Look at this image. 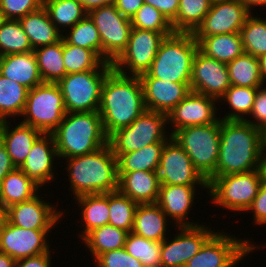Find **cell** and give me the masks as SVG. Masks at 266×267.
Wrapping results in <instances>:
<instances>
[{"instance_id":"obj_29","label":"cell","mask_w":266,"mask_h":267,"mask_svg":"<svg viewBox=\"0 0 266 267\" xmlns=\"http://www.w3.org/2000/svg\"><path fill=\"white\" fill-rule=\"evenodd\" d=\"M23 31L28 36L32 49L41 46L53 45L62 40L60 32L51 22L44 7L27 14L19 19Z\"/></svg>"},{"instance_id":"obj_40","label":"cell","mask_w":266,"mask_h":267,"mask_svg":"<svg viewBox=\"0 0 266 267\" xmlns=\"http://www.w3.org/2000/svg\"><path fill=\"white\" fill-rule=\"evenodd\" d=\"M138 204L119 190L109 192V223L117 228L132 232Z\"/></svg>"},{"instance_id":"obj_30","label":"cell","mask_w":266,"mask_h":267,"mask_svg":"<svg viewBox=\"0 0 266 267\" xmlns=\"http://www.w3.org/2000/svg\"><path fill=\"white\" fill-rule=\"evenodd\" d=\"M41 189L20 168L7 174L0 183V199L8 208L11 205L31 200Z\"/></svg>"},{"instance_id":"obj_8","label":"cell","mask_w":266,"mask_h":267,"mask_svg":"<svg viewBox=\"0 0 266 267\" xmlns=\"http://www.w3.org/2000/svg\"><path fill=\"white\" fill-rule=\"evenodd\" d=\"M67 111L57 83L43 82L28 91L23 124L51 134L62 122Z\"/></svg>"},{"instance_id":"obj_9","label":"cell","mask_w":266,"mask_h":267,"mask_svg":"<svg viewBox=\"0 0 266 267\" xmlns=\"http://www.w3.org/2000/svg\"><path fill=\"white\" fill-rule=\"evenodd\" d=\"M166 124V114L146 109L132 124L112 133L108 143L113 153H128L153 143L167 142L171 135L165 130Z\"/></svg>"},{"instance_id":"obj_47","label":"cell","mask_w":266,"mask_h":267,"mask_svg":"<svg viewBox=\"0 0 266 267\" xmlns=\"http://www.w3.org/2000/svg\"><path fill=\"white\" fill-rule=\"evenodd\" d=\"M44 0H0L5 20H19L43 7Z\"/></svg>"},{"instance_id":"obj_10","label":"cell","mask_w":266,"mask_h":267,"mask_svg":"<svg viewBox=\"0 0 266 267\" xmlns=\"http://www.w3.org/2000/svg\"><path fill=\"white\" fill-rule=\"evenodd\" d=\"M261 178L258 169L213 178L208 183L212 204L233 211H246L257 196Z\"/></svg>"},{"instance_id":"obj_4","label":"cell","mask_w":266,"mask_h":267,"mask_svg":"<svg viewBox=\"0 0 266 267\" xmlns=\"http://www.w3.org/2000/svg\"><path fill=\"white\" fill-rule=\"evenodd\" d=\"M59 158H72L92 153L108 144L98 111L67 112L51 133Z\"/></svg>"},{"instance_id":"obj_17","label":"cell","mask_w":266,"mask_h":267,"mask_svg":"<svg viewBox=\"0 0 266 267\" xmlns=\"http://www.w3.org/2000/svg\"><path fill=\"white\" fill-rule=\"evenodd\" d=\"M231 86L227 64L207 57L199 50L192 62L190 89L218 102Z\"/></svg>"},{"instance_id":"obj_1","label":"cell","mask_w":266,"mask_h":267,"mask_svg":"<svg viewBox=\"0 0 266 267\" xmlns=\"http://www.w3.org/2000/svg\"><path fill=\"white\" fill-rule=\"evenodd\" d=\"M143 86L139 76L123 75L112 69L106 76L98 112L109 137L132 124L144 111Z\"/></svg>"},{"instance_id":"obj_41","label":"cell","mask_w":266,"mask_h":267,"mask_svg":"<svg viewBox=\"0 0 266 267\" xmlns=\"http://www.w3.org/2000/svg\"><path fill=\"white\" fill-rule=\"evenodd\" d=\"M244 52L259 58L266 54V18L251 13L240 30Z\"/></svg>"},{"instance_id":"obj_51","label":"cell","mask_w":266,"mask_h":267,"mask_svg":"<svg viewBox=\"0 0 266 267\" xmlns=\"http://www.w3.org/2000/svg\"><path fill=\"white\" fill-rule=\"evenodd\" d=\"M144 3L158 9L170 22L178 14L179 0H144Z\"/></svg>"},{"instance_id":"obj_36","label":"cell","mask_w":266,"mask_h":267,"mask_svg":"<svg viewBox=\"0 0 266 267\" xmlns=\"http://www.w3.org/2000/svg\"><path fill=\"white\" fill-rule=\"evenodd\" d=\"M231 85L259 88L265 84L260 75L259 59L243 53L227 64Z\"/></svg>"},{"instance_id":"obj_49","label":"cell","mask_w":266,"mask_h":267,"mask_svg":"<svg viewBox=\"0 0 266 267\" xmlns=\"http://www.w3.org/2000/svg\"><path fill=\"white\" fill-rule=\"evenodd\" d=\"M249 116H252L254 120L246 119L245 121L251 123L262 132L266 129V87L258 88L253 109Z\"/></svg>"},{"instance_id":"obj_35","label":"cell","mask_w":266,"mask_h":267,"mask_svg":"<svg viewBox=\"0 0 266 267\" xmlns=\"http://www.w3.org/2000/svg\"><path fill=\"white\" fill-rule=\"evenodd\" d=\"M29 89L0 74V122L20 117Z\"/></svg>"},{"instance_id":"obj_6","label":"cell","mask_w":266,"mask_h":267,"mask_svg":"<svg viewBox=\"0 0 266 267\" xmlns=\"http://www.w3.org/2000/svg\"><path fill=\"white\" fill-rule=\"evenodd\" d=\"M171 137L206 180L215 172L220 149V118L212 124L181 128Z\"/></svg>"},{"instance_id":"obj_24","label":"cell","mask_w":266,"mask_h":267,"mask_svg":"<svg viewBox=\"0 0 266 267\" xmlns=\"http://www.w3.org/2000/svg\"><path fill=\"white\" fill-rule=\"evenodd\" d=\"M118 190L137 204L157 203L160 180L157 172H117Z\"/></svg>"},{"instance_id":"obj_11","label":"cell","mask_w":266,"mask_h":267,"mask_svg":"<svg viewBox=\"0 0 266 267\" xmlns=\"http://www.w3.org/2000/svg\"><path fill=\"white\" fill-rule=\"evenodd\" d=\"M174 33L132 27L127 47L112 63L113 69L123 75L140 76L146 73L157 55L161 42Z\"/></svg>"},{"instance_id":"obj_62","label":"cell","mask_w":266,"mask_h":267,"mask_svg":"<svg viewBox=\"0 0 266 267\" xmlns=\"http://www.w3.org/2000/svg\"><path fill=\"white\" fill-rule=\"evenodd\" d=\"M5 21L4 15L3 13L0 11V27L2 25V23Z\"/></svg>"},{"instance_id":"obj_38","label":"cell","mask_w":266,"mask_h":267,"mask_svg":"<svg viewBox=\"0 0 266 267\" xmlns=\"http://www.w3.org/2000/svg\"><path fill=\"white\" fill-rule=\"evenodd\" d=\"M213 0H179L178 14L171 22L175 32L193 33L210 11Z\"/></svg>"},{"instance_id":"obj_58","label":"cell","mask_w":266,"mask_h":267,"mask_svg":"<svg viewBox=\"0 0 266 267\" xmlns=\"http://www.w3.org/2000/svg\"><path fill=\"white\" fill-rule=\"evenodd\" d=\"M240 1L244 3V5L246 6V8L248 9L250 13H253L251 12L252 11L251 9H253L254 6L255 7H259V6L266 7V0H240Z\"/></svg>"},{"instance_id":"obj_55","label":"cell","mask_w":266,"mask_h":267,"mask_svg":"<svg viewBox=\"0 0 266 267\" xmlns=\"http://www.w3.org/2000/svg\"><path fill=\"white\" fill-rule=\"evenodd\" d=\"M84 9L89 12L92 9L114 4L115 0H78Z\"/></svg>"},{"instance_id":"obj_31","label":"cell","mask_w":266,"mask_h":267,"mask_svg":"<svg viewBox=\"0 0 266 267\" xmlns=\"http://www.w3.org/2000/svg\"><path fill=\"white\" fill-rule=\"evenodd\" d=\"M81 207V220L85 226L79 236L81 239L91 230L109 223V192L85 194L73 198Z\"/></svg>"},{"instance_id":"obj_56","label":"cell","mask_w":266,"mask_h":267,"mask_svg":"<svg viewBox=\"0 0 266 267\" xmlns=\"http://www.w3.org/2000/svg\"><path fill=\"white\" fill-rule=\"evenodd\" d=\"M258 171L260 174L261 183L266 184V151L263 149L259 158Z\"/></svg>"},{"instance_id":"obj_26","label":"cell","mask_w":266,"mask_h":267,"mask_svg":"<svg viewBox=\"0 0 266 267\" xmlns=\"http://www.w3.org/2000/svg\"><path fill=\"white\" fill-rule=\"evenodd\" d=\"M0 74L29 90L43 83L33 51L0 56Z\"/></svg>"},{"instance_id":"obj_23","label":"cell","mask_w":266,"mask_h":267,"mask_svg":"<svg viewBox=\"0 0 266 267\" xmlns=\"http://www.w3.org/2000/svg\"><path fill=\"white\" fill-rule=\"evenodd\" d=\"M147 110L168 115L190 92V83H174L158 78H140Z\"/></svg>"},{"instance_id":"obj_28","label":"cell","mask_w":266,"mask_h":267,"mask_svg":"<svg viewBox=\"0 0 266 267\" xmlns=\"http://www.w3.org/2000/svg\"><path fill=\"white\" fill-rule=\"evenodd\" d=\"M194 37L200 52L225 64L244 53L240 32Z\"/></svg>"},{"instance_id":"obj_53","label":"cell","mask_w":266,"mask_h":267,"mask_svg":"<svg viewBox=\"0 0 266 267\" xmlns=\"http://www.w3.org/2000/svg\"><path fill=\"white\" fill-rule=\"evenodd\" d=\"M144 4V0H115L114 6L125 17H131Z\"/></svg>"},{"instance_id":"obj_45","label":"cell","mask_w":266,"mask_h":267,"mask_svg":"<svg viewBox=\"0 0 266 267\" xmlns=\"http://www.w3.org/2000/svg\"><path fill=\"white\" fill-rule=\"evenodd\" d=\"M63 58L66 75L96 70L104 62L93 50L70 45L64 39Z\"/></svg>"},{"instance_id":"obj_13","label":"cell","mask_w":266,"mask_h":267,"mask_svg":"<svg viewBox=\"0 0 266 267\" xmlns=\"http://www.w3.org/2000/svg\"><path fill=\"white\" fill-rule=\"evenodd\" d=\"M101 39V59L113 63L125 50L132 29L129 18L123 16L114 4L88 12Z\"/></svg>"},{"instance_id":"obj_43","label":"cell","mask_w":266,"mask_h":267,"mask_svg":"<svg viewBox=\"0 0 266 267\" xmlns=\"http://www.w3.org/2000/svg\"><path fill=\"white\" fill-rule=\"evenodd\" d=\"M62 38L70 45L93 50L101 58L100 35L88 14L70 28L69 31H66Z\"/></svg>"},{"instance_id":"obj_19","label":"cell","mask_w":266,"mask_h":267,"mask_svg":"<svg viewBox=\"0 0 266 267\" xmlns=\"http://www.w3.org/2000/svg\"><path fill=\"white\" fill-rule=\"evenodd\" d=\"M216 102L218 101L212 97L191 91L167 115L168 126H173L174 129L168 134L172 135L176 130L188 126L215 123L219 119L216 115L219 104Z\"/></svg>"},{"instance_id":"obj_52","label":"cell","mask_w":266,"mask_h":267,"mask_svg":"<svg viewBox=\"0 0 266 267\" xmlns=\"http://www.w3.org/2000/svg\"><path fill=\"white\" fill-rule=\"evenodd\" d=\"M51 252L16 261L15 267H51Z\"/></svg>"},{"instance_id":"obj_2","label":"cell","mask_w":266,"mask_h":267,"mask_svg":"<svg viewBox=\"0 0 266 267\" xmlns=\"http://www.w3.org/2000/svg\"><path fill=\"white\" fill-rule=\"evenodd\" d=\"M262 131L247 121L220 119V149L215 172L207 179L257 170Z\"/></svg>"},{"instance_id":"obj_46","label":"cell","mask_w":266,"mask_h":267,"mask_svg":"<svg viewBox=\"0 0 266 267\" xmlns=\"http://www.w3.org/2000/svg\"><path fill=\"white\" fill-rule=\"evenodd\" d=\"M133 28L154 32H175L172 23L152 5L143 4L130 19Z\"/></svg>"},{"instance_id":"obj_44","label":"cell","mask_w":266,"mask_h":267,"mask_svg":"<svg viewBox=\"0 0 266 267\" xmlns=\"http://www.w3.org/2000/svg\"><path fill=\"white\" fill-rule=\"evenodd\" d=\"M124 248L131 256L138 259L143 267H161V242L130 232L127 234Z\"/></svg>"},{"instance_id":"obj_21","label":"cell","mask_w":266,"mask_h":267,"mask_svg":"<svg viewBox=\"0 0 266 267\" xmlns=\"http://www.w3.org/2000/svg\"><path fill=\"white\" fill-rule=\"evenodd\" d=\"M55 158L59 159L52 134H42L34 142L26 160L19 168L37 185L43 187L44 184L54 182L56 179Z\"/></svg>"},{"instance_id":"obj_7","label":"cell","mask_w":266,"mask_h":267,"mask_svg":"<svg viewBox=\"0 0 266 267\" xmlns=\"http://www.w3.org/2000/svg\"><path fill=\"white\" fill-rule=\"evenodd\" d=\"M112 63L103 62L96 70L67 74L57 84L61 90L67 112L98 111L101 89Z\"/></svg>"},{"instance_id":"obj_22","label":"cell","mask_w":266,"mask_h":267,"mask_svg":"<svg viewBox=\"0 0 266 267\" xmlns=\"http://www.w3.org/2000/svg\"><path fill=\"white\" fill-rule=\"evenodd\" d=\"M196 187V188H195ZM196 185H167L161 184L157 204L178 227H193L201 225L188 219L197 194Z\"/></svg>"},{"instance_id":"obj_54","label":"cell","mask_w":266,"mask_h":267,"mask_svg":"<svg viewBox=\"0 0 266 267\" xmlns=\"http://www.w3.org/2000/svg\"><path fill=\"white\" fill-rule=\"evenodd\" d=\"M15 168L3 142L0 140V183Z\"/></svg>"},{"instance_id":"obj_39","label":"cell","mask_w":266,"mask_h":267,"mask_svg":"<svg viewBox=\"0 0 266 267\" xmlns=\"http://www.w3.org/2000/svg\"><path fill=\"white\" fill-rule=\"evenodd\" d=\"M257 90L258 88L231 85L226 90L224 96L219 100V103H221V101H224L229 104V109L231 111H229L230 113H226L224 117L219 118L221 120L237 121H244L246 119H249V115L253 109Z\"/></svg>"},{"instance_id":"obj_34","label":"cell","mask_w":266,"mask_h":267,"mask_svg":"<svg viewBox=\"0 0 266 267\" xmlns=\"http://www.w3.org/2000/svg\"><path fill=\"white\" fill-rule=\"evenodd\" d=\"M43 82L57 83L66 76L63 58V38L61 41L33 50Z\"/></svg>"},{"instance_id":"obj_5","label":"cell","mask_w":266,"mask_h":267,"mask_svg":"<svg viewBox=\"0 0 266 267\" xmlns=\"http://www.w3.org/2000/svg\"><path fill=\"white\" fill-rule=\"evenodd\" d=\"M197 51L198 42L193 33L175 32L161 42L150 69L139 77L190 83L192 62Z\"/></svg>"},{"instance_id":"obj_48","label":"cell","mask_w":266,"mask_h":267,"mask_svg":"<svg viewBox=\"0 0 266 267\" xmlns=\"http://www.w3.org/2000/svg\"><path fill=\"white\" fill-rule=\"evenodd\" d=\"M94 262L97 267H143L124 247L103 253Z\"/></svg>"},{"instance_id":"obj_50","label":"cell","mask_w":266,"mask_h":267,"mask_svg":"<svg viewBox=\"0 0 266 267\" xmlns=\"http://www.w3.org/2000/svg\"><path fill=\"white\" fill-rule=\"evenodd\" d=\"M253 212V221L257 225H266V184L261 183L257 196L246 210Z\"/></svg>"},{"instance_id":"obj_16","label":"cell","mask_w":266,"mask_h":267,"mask_svg":"<svg viewBox=\"0 0 266 267\" xmlns=\"http://www.w3.org/2000/svg\"><path fill=\"white\" fill-rule=\"evenodd\" d=\"M51 230L17 227L7 220L0 226V251L15 261L52 252L47 236Z\"/></svg>"},{"instance_id":"obj_15","label":"cell","mask_w":266,"mask_h":267,"mask_svg":"<svg viewBox=\"0 0 266 267\" xmlns=\"http://www.w3.org/2000/svg\"><path fill=\"white\" fill-rule=\"evenodd\" d=\"M178 231L170 241L167 237L161 242V267H185L215 233L202 223L193 227H178Z\"/></svg>"},{"instance_id":"obj_37","label":"cell","mask_w":266,"mask_h":267,"mask_svg":"<svg viewBox=\"0 0 266 267\" xmlns=\"http://www.w3.org/2000/svg\"><path fill=\"white\" fill-rule=\"evenodd\" d=\"M43 7L60 32L72 28L88 14L78 0H44Z\"/></svg>"},{"instance_id":"obj_42","label":"cell","mask_w":266,"mask_h":267,"mask_svg":"<svg viewBox=\"0 0 266 267\" xmlns=\"http://www.w3.org/2000/svg\"><path fill=\"white\" fill-rule=\"evenodd\" d=\"M33 51L19 20H5L0 27V56Z\"/></svg>"},{"instance_id":"obj_60","label":"cell","mask_w":266,"mask_h":267,"mask_svg":"<svg viewBox=\"0 0 266 267\" xmlns=\"http://www.w3.org/2000/svg\"><path fill=\"white\" fill-rule=\"evenodd\" d=\"M7 208L0 199V226L6 222Z\"/></svg>"},{"instance_id":"obj_18","label":"cell","mask_w":266,"mask_h":267,"mask_svg":"<svg viewBox=\"0 0 266 267\" xmlns=\"http://www.w3.org/2000/svg\"><path fill=\"white\" fill-rule=\"evenodd\" d=\"M250 14L240 0H213L210 11L193 35L211 36L240 32Z\"/></svg>"},{"instance_id":"obj_32","label":"cell","mask_w":266,"mask_h":267,"mask_svg":"<svg viewBox=\"0 0 266 267\" xmlns=\"http://www.w3.org/2000/svg\"><path fill=\"white\" fill-rule=\"evenodd\" d=\"M165 143H153L128 153H113L117 159V172H157Z\"/></svg>"},{"instance_id":"obj_57","label":"cell","mask_w":266,"mask_h":267,"mask_svg":"<svg viewBox=\"0 0 266 267\" xmlns=\"http://www.w3.org/2000/svg\"><path fill=\"white\" fill-rule=\"evenodd\" d=\"M15 263L11 256L0 251V267H15Z\"/></svg>"},{"instance_id":"obj_27","label":"cell","mask_w":266,"mask_h":267,"mask_svg":"<svg viewBox=\"0 0 266 267\" xmlns=\"http://www.w3.org/2000/svg\"><path fill=\"white\" fill-rule=\"evenodd\" d=\"M168 218L157 204H138L132 232L143 238L162 242L167 234Z\"/></svg>"},{"instance_id":"obj_59","label":"cell","mask_w":266,"mask_h":267,"mask_svg":"<svg viewBox=\"0 0 266 267\" xmlns=\"http://www.w3.org/2000/svg\"><path fill=\"white\" fill-rule=\"evenodd\" d=\"M259 67H260V75L263 83H266V54L260 56L259 58Z\"/></svg>"},{"instance_id":"obj_3","label":"cell","mask_w":266,"mask_h":267,"mask_svg":"<svg viewBox=\"0 0 266 267\" xmlns=\"http://www.w3.org/2000/svg\"><path fill=\"white\" fill-rule=\"evenodd\" d=\"M65 160L74 198L118 190L117 159L109 143L92 153Z\"/></svg>"},{"instance_id":"obj_33","label":"cell","mask_w":266,"mask_h":267,"mask_svg":"<svg viewBox=\"0 0 266 267\" xmlns=\"http://www.w3.org/2000/svg\"><path fill=\"white\" fill-rule=\"evenodd\" d=\"M127 234L125 230L106 224L91 230L81 240L95 261L105 252L124 247Z\"/></svg>"},{"instance_id":"obj_12","label":"cell","mask_w":266,"mask_h":267,"mask_svg":"<svg viewBox=\"0 0 266 267\" xmlns=\"http://www.w3.org/2000/svg\"><path fill=\"white\" fill-rule=\"evenodd\" d=\"M223 233L219 230L215 232L185 267H235L255 248L259 249L249 239H238Z\"/></svg>"},{"instance_id":"obj_14","label":"cell","mask_w":266,"mask_h":267,"mask_svg":"<svg viewBox=\"0 0 266 267\" xmlns=\"http://www.w3.org/2000/svg\"><path fill=\"white\" fill-rule=\"evenodd\" d=\"M157 173L160 184L197 185L208 190L207 180L172 137L164 145Z\"/></svg>"},{"instance_id":"obj_61","label":"cell","mask_w":266,"mask_h":267,"mask_svg":"<svg viewBox=\"0 0 266 267\" xmlns=\"http://www.w3.org/2000/svg\"><path fill=\"white\" fill-rule=\"evenodd\" d=\"M263 150L266 151V129L262 132Z\"/></svg>"},{"instance_id":"obj_20","label":"cell","mask_w":266,"mask_h":267,"mask_svg":"<svg viewBox=\"0 0 266 267\" xmlns=\"http://www.w3.org/2000/svg\"><path fill=\"white\" fill-rule=\"evenodd\" d=\"M36 195L31 200L11 205L7 208L6 220L20 228L51 230L64 217L52 204Z\"/></svg>"},{"instance_id":"obj_25","label":"cell","mask_w":266,"mask_h":267,"mask_svg":"<svg viewBox=\"0 0 266 267\" xmlns=\"http://www.w3.org/2000/svg\"><path fill=\"white\" fill-rule=\"evenodd\" d=\"M10 123L9 120L0 122V140L3 142L12 163L19 168L26 160L34 142L43 133L22 122H18L19 124L13 128Z\"/></svg>"}]
</instances>
